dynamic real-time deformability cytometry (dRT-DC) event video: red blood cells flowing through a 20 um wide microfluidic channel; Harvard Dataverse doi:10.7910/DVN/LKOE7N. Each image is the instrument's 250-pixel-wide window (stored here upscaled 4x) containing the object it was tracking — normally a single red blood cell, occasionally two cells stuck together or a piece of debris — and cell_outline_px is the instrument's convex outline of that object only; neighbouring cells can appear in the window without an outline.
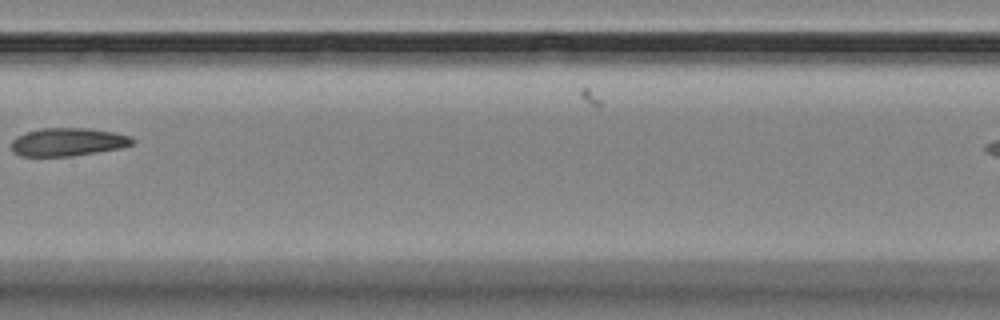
{"species": "Egyptian fruit bat (a non-hibernating species)", "species_latin": "Rousettus aegyptiacus", "temperature_condition": "room temperature", "stored_images_in_passage": 8, "camera_frame_rate_fps": 3000, "um_per_image_px": 0.085, "animal": {"sex": "female"}, "frame": {"image": 1, "passage_image": 6, "time_ms": 6.667, "image_size_px": [1000, 320], "cell_outline_px": [[136, 140], [132, 144], [120, 148], [72, 156], [20, 156], [12, 152], [12, 140], [16, 136], [28, 132], [44, 128], [88, 128], [112, 132], [128, 136]], "centroid_in_image_um": [5.74, 12.07], "position_along_channel_um": 201.7, "area_um2": 19.65}}
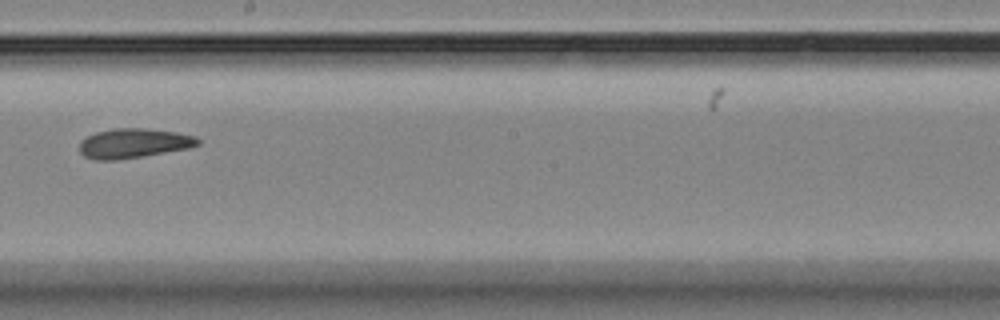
{"frame": {"image": 2, "passage_image": 7, "time_ms": 7.667, "image_size_px": [1000, 320], "cell_outline_px": [[200, 144], [188, 148], [116, 160], [96, 160], [84, 156], [80, 152], [80, 140], [96, 132], [112, 128], [144, 128], [176, 132], [196, 136], [200, 140]], "centroid_in_image_um": [11.34, 12.17], "position_along_channel_um": 236.9, "area_um2": 20.29}}